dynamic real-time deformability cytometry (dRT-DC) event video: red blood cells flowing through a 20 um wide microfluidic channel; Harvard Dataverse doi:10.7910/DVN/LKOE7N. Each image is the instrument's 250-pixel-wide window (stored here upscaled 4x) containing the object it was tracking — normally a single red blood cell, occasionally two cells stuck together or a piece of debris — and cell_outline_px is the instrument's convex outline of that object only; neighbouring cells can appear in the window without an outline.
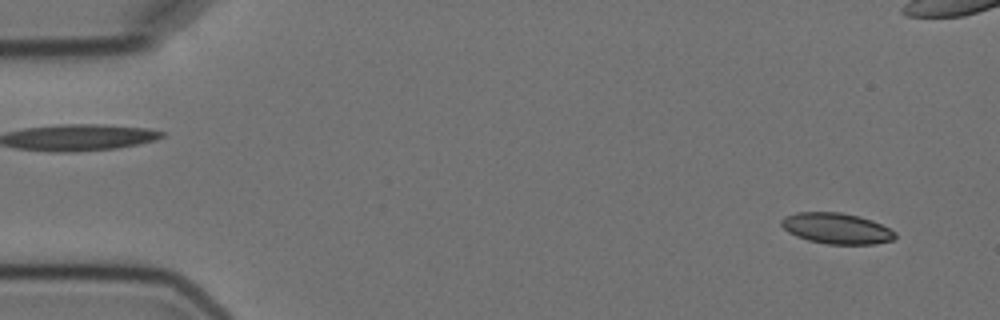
{"species": "Egyptian fruit bat (a non-hibernating species)", "species_latin": "Rousettus aegyptiacus", "temperature_condition": "cold", "stored_images_in_passage": 6, "camera_frame_rate_fps": 3000, "um_per_image_px": 0.085, "animal": {"sex": "female"}, "frame": {"image": 1, "passage_image": 1, "time_ms": 0.0, "image_size_px": [1000, 320], "cell_outline_px": [[896, 236], [892, 240], [876, 244], [828, 244], [808, 240], [796, 236], [788, 232], [780, 224], [780, 220], [784, 216], [796, 212], [840, 212], [860, 216], [872, 220], [896, 232]], "centroid_in_image_um": [71.09, 19.41], "position_along_channel_um": 13.9, "area_um2": 20.52}}
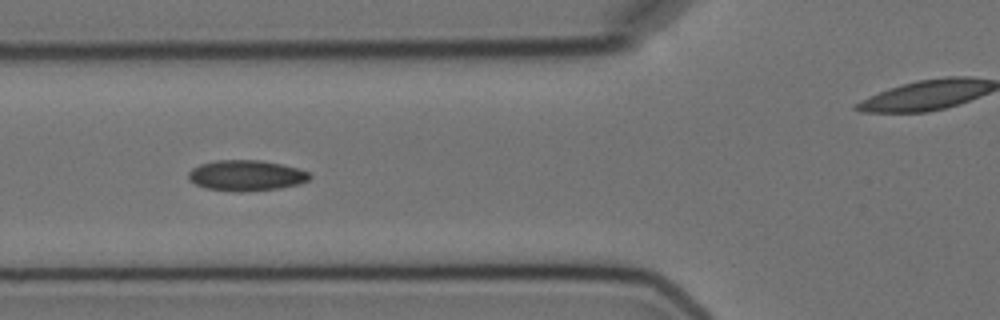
{"frame": {"image": 2, "passage_image": 5, "time_ms": 5.667, "image_size_px": [1000, 320], "cell_outline_px": [[312, 176], [308, 180], [300, 184], [280, 188], [240, 192], [236, 192], [204, 188], [188, 180], [188, 172], [192, 168], [200, 164], [216, 160], [260, 160], [280, 164], [296, 168], [308, 172]], "centroid_in_image_um": [20.9, 14.92], "position_along_channel_um": 104.9, "area_um2": 21.73}}